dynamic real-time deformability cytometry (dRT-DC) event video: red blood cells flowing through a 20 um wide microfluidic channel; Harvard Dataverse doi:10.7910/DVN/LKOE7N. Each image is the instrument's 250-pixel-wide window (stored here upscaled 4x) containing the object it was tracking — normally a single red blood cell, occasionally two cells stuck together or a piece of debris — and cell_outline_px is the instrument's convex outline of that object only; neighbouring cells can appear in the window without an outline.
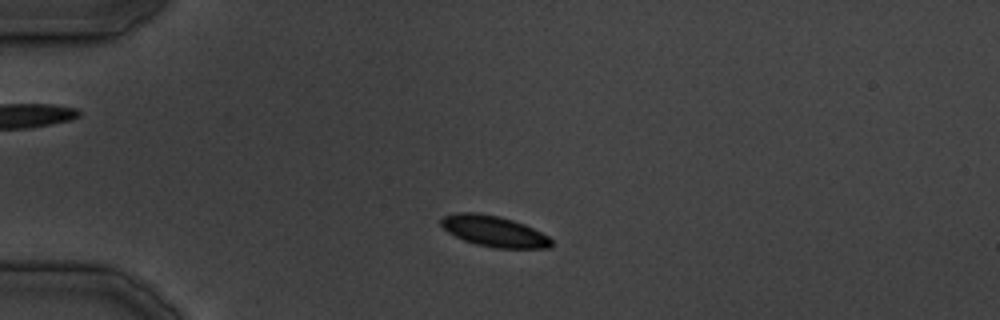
{"species": "common noctule bat (a hibernating species)", "species_latin": "Nyctalus noctula", "temperature_condition": "cold", "stored_images_in_passage": 29, "camera_frame_rate_fps": 3000, "um_per_image_px": 0.085, "animal": {"sex": "male", "body_mass_g": 19.5, "forearm_length_mm": 54.6}, "frame": {"image": 1, "passage_image": 1, "time_ms": 0.0, "image_size_px": [1000, 320], "cell_outline_px": [[552, 244], [548, 248], [496, 248], [476, 244], [464, 240], [448, 232], [440, 224], [440, 220], [444, 216], [456, 212], [476, 212], [500, 216], [524, 224], [548, 236], [552, 240]], "centroid_in_image_um": [41.97, 19.64], "position_along_channel_um": 43.0, "area_um2": 19.77}}
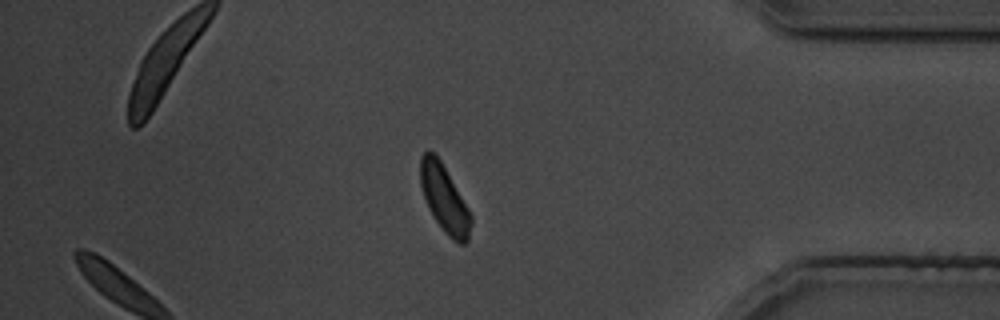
{"frame": {"image": 2, "passage_image": 24, "time_ms": 28.333, "image_size_px": [1000, 320], "cell_outline_px": [[472, 224], [468, 240], [464, 244], [460, 244], [452, 240], [444, 232], [428, 208], [420, 184], [420, 156], [424, 152], [432, 152], [440, 160], [468, 208], [472, 216]], "centroid_in_image_um": [37.78, 16.93], "position_along_channel_um": 397.4, "area_um2": 19.54}}
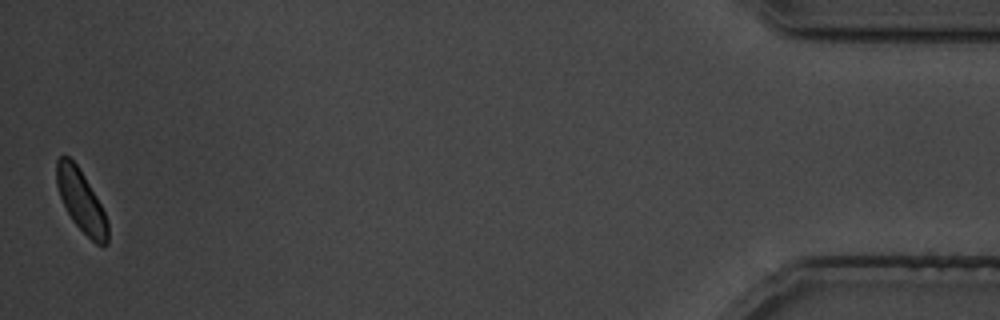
{"frame": {"image": 3, "passage_image": 29, "time_ms": 34.333, "image_size_px": [1000, 320], "cell_outline_px": [[108, 244], [104, 248], [100, 248], [72, 220], [60, 196], [56, 184], [56, 160], [60, 156], [68, 156], [76, 164], [84, 176], [96, 196], [108, 220]], "centroid_in_image_um": [6.92, 17.12], "position_along_channel_um": 428.3, "area_um2": 18.32}}